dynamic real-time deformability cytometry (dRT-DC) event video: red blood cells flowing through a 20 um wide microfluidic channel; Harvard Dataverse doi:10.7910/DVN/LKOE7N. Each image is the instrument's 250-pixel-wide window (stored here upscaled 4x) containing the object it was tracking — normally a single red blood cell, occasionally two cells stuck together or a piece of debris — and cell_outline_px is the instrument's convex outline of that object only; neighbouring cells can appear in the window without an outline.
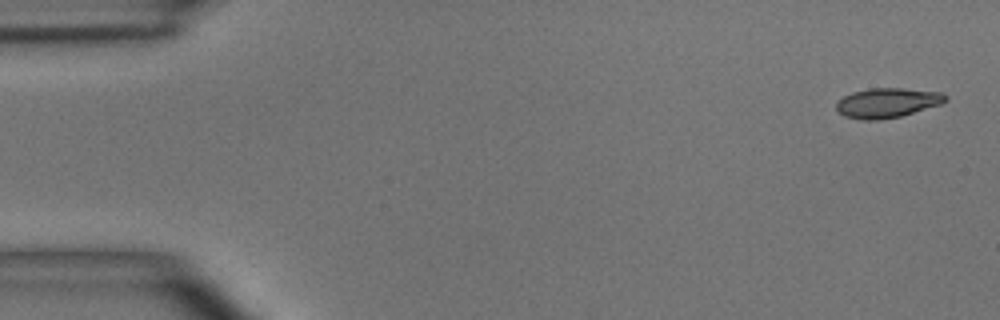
{"species": "common noctule bat (a hibernating species)", "species_latin": "Nyctalus noctula", "temperature_condition": "room temperature", "stored_images_in_passage": 7, "camera_frame_rate_fps": 3000, "um_per_image_px": 0.085, "animal": {"sex": "male", "body_mass_g": 15.6}, "frame": {"image": 1, "passage_image": 1, "time_ms": 0.0, "image_size_px": [1000, 320], "cell_outline_px": [[948, 100], [940, 104], [900, 116], [876, 120], [860, 120], [844, 116], [836, 108], [836, 100], [852, 92], [868, 88], [904, 88], [944, 92], [948, 96]], "centroid_in_image_um": [75.41, 8.72], "position_along_channel_um": 9.6, "area_um2": 19.02}}
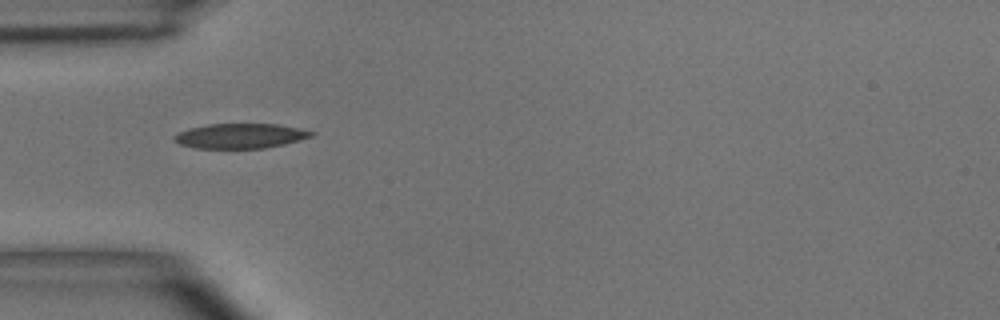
{"frame": {"image": 2, "passage_image": 5, "time_ms": 4.667, "image_size_px": [1000, 320], "cell_outline_px": [[316, 132], [312, 136], [284, 144], [264, 148], [196, 148], [180, 144], [172, 140], [172, 136], [188, 128], [208, 124], [276, 124], [300, 128]], "centroid_in_image_um": [20.4, 11.55], "position_along_channel_um": 64.6, "area_um2": 19.83}}
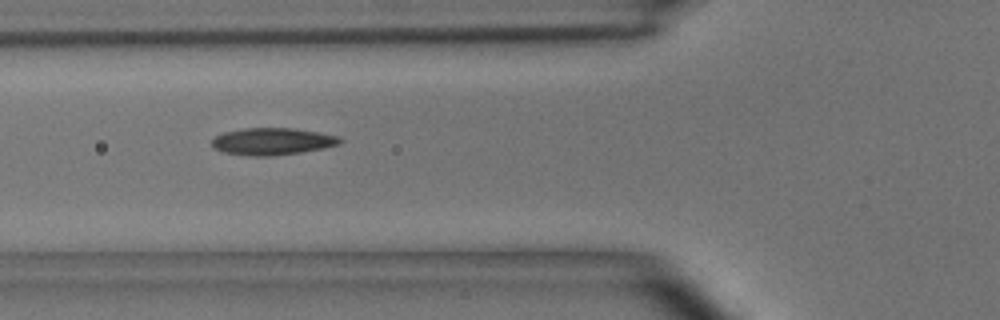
{"frame": {"image": 3, "passage_image": 6, "time_ms": 5.667, "image_size_px": [1000, 320], "cell_outline_px": [[344, 140], [340, 144], [324, 148], [300, 152], [272, 156], [252, 156], [224, 152], [212, 148], [212, 140], [216, 136], [224, 132], [244, 128], [296, 128], [320, 132], [340, 136]], "centroid_in_image_um": [23.19, 12.01], "position_along_channel_um": 102.6, "area_um2": 20.35}}